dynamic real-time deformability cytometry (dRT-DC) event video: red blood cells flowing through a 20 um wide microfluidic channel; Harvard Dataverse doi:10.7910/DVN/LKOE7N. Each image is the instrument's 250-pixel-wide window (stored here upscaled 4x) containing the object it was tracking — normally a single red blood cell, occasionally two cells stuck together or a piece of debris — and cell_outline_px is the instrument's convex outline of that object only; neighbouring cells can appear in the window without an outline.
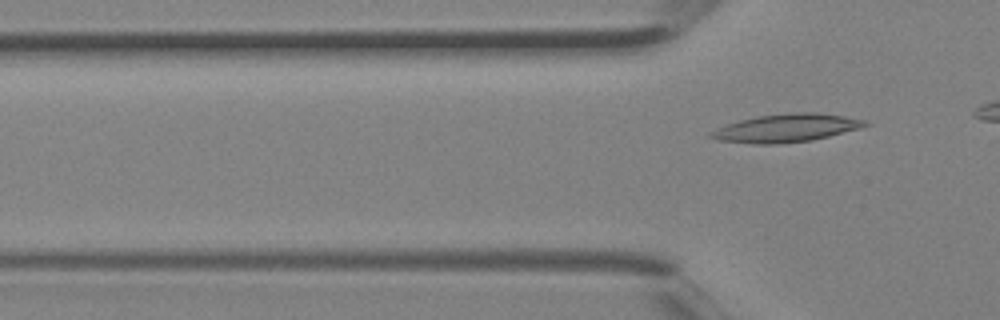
{"species": "Egyptian fruit bat (a non-hibernating species)", "species_latin": "Rousettus aegyptiacus", "temperature_condition": "room temperature", "stored_images_in_passage": 5, "camera_frame_rate_fps": 3000, "um_per_image_px": 0.085, "animal": {"sex": "female"}, "frame": {"image": 1, "passage_image": 5, "time_ms": 1.333, "image_size_px": [1000, 320], "cell_outline_px": [[872, 124], [860, 128], [812, 140], [776, 144], [752, 144], [720, 140], [708, 136], [708, 132], [716, 128], [740, 120], [756, 116], [792, 112], [816, 112], [844, 116], [864, 120]], "centroid_in_image_um": [66.82, 10.88], "position_along_channel_um": 59.0, "area_um2": 25.2}}